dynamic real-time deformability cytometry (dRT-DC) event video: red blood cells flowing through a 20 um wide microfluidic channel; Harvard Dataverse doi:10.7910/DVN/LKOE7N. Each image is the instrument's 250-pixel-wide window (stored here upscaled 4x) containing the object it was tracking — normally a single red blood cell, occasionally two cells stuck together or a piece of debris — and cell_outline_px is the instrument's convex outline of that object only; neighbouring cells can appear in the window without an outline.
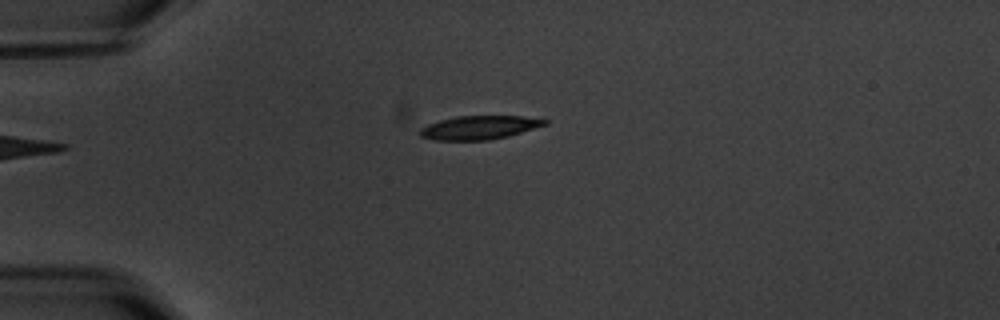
{"species": "common noctule bat (a hibernating species)", "species_latin": "Nyctalus noctula", "temperature_condition": "warm", "stored_images_in_passage": 5, "camera_frame_rate_fps": 3000, "um_per_image_px": 0.085, "animal": {"sex": "male", "body_mass_g": 20.1, "forearm_length_mm": 53.5}, "frame": {"image": 1, "passage_image": 5, "time_ms": 4.667, "image_size_px": [1000, 320], "cell_outline_px": [[548, 124], [508, 136], [488, 140], [436, 140], [420, 136], [416, 132], [420, 128], [428, 124], [440, 120], [456, 116], [524, 116], [548, 120]], "centroid_in_image_um": [40.71, 10.84], "position_along_channel_um": 44.3, "area_um2": 17.22}}